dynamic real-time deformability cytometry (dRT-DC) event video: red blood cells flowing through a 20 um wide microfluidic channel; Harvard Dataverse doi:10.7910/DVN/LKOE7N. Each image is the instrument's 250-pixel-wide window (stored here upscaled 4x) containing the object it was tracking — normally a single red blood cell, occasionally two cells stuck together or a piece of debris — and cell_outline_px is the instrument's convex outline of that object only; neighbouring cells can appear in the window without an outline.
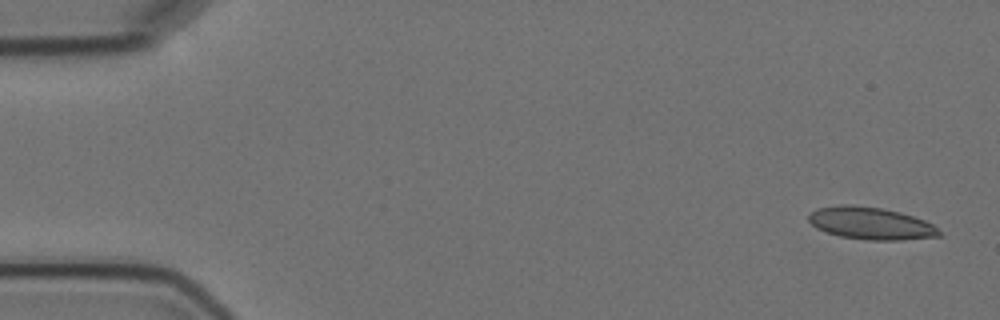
{"species": "Egyptian fruit bat (a non-hibernating species)", "species_latin": "Rousettus aegyptiacus", "temperature_condition": "cold", "stored_images_in_passage": 4, "camera_frame_rate_fps": 3000, "um_per_image_px": 0.085, "animal": {"sex": "female"}, "frame": {"image": 1, "passage_image": 1, "time_ms": 0.0, "image_size_px": [1000, 320], "cell_outline_px": [[944, 236], [900, 240], [868, 240], [840, 236], [816, 228], [808, 220], [808, 212], [816, 208], [840, 204], [852, 204], [880, 208], [900, 212], [924, 220], [932, 224]], "centroid_in_image_um": [73.99, 18.97], "position_along_channel_um": 11.0, "area_um2": 24.68}}
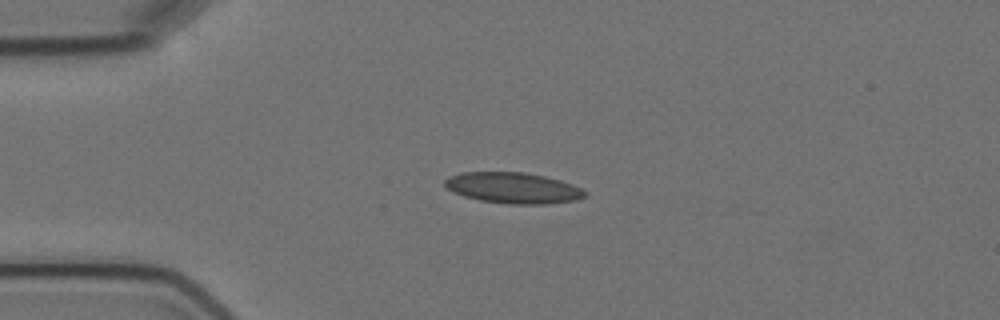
{"frame": {"image": 2, "passage_image": 4, "time_ms": 3.667, "image_size_px": [1000, 320], "cell_outline_px": [[588, 192], [584, 196], [576, 200], [544, 204], [508, 204], [480, 200], [464, 196], [452, 192], [444, 184], [444, 180], [448, 176], [460, 172], [524, 172], [544, 176], [560, 180], [572, 184]], "centroid_in_image_um": [43.59, 15.97], "position_along_channel_um": 41.4, "area_um2": 25.26}}